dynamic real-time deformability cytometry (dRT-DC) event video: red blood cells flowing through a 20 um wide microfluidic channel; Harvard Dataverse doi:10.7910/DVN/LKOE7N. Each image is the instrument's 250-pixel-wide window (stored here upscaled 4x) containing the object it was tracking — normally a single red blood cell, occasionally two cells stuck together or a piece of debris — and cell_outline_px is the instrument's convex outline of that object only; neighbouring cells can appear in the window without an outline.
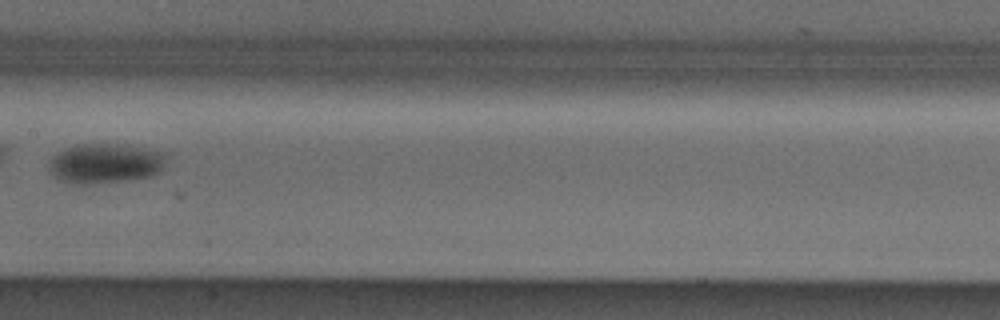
{"species": "Egyptian fruit bat (a non-hibernating species)", "species_latin": "Rousettus aegyptiacus", "temperature_condition": "cold", "stored_images_in_passage": 4, "camera_frame_rate_fps": 3000, "um_per_image_px": 0.085, "animal": {"sex": "male"}, "frame": {"image": 1, "passage_image": 4, "time_ms": 1.0, "image_size_px": [1000, 320], "cell_outline_px": [[168, 152], [164, 168], [160, 172], [152, 176], [124, 180], [88, 184], [72, 184], [60, 180], [52, 176], [48, 168], [52, 156], [64, 148], [76, 144], [124, 144], [152, 148]], "centroid_in_image_um": [8.99, 13.87], "position_along_channel_um": 198.4, "area_um2": 27.92}}